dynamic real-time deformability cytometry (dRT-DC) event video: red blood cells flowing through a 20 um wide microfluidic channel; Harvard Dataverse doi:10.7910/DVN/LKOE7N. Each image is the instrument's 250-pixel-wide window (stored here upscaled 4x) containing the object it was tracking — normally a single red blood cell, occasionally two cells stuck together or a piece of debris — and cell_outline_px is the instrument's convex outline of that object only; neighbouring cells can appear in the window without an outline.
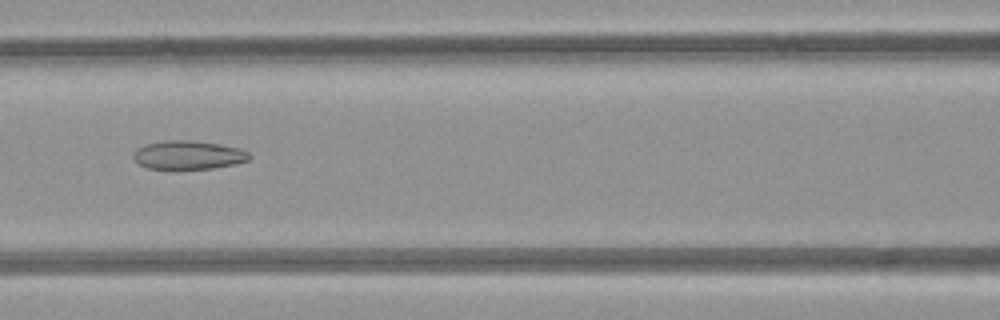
{"species": "common noctule bat (a hibernating species)", "species_latin": "Nyctalus noctula", "temperature_condition": "room temperature", "stored_images_in_passage": 6, "camera_frame_rate_fps": 3000, "um_per_image_px": 0.085, "animal": {"sex": "female", "body_mass_g": 21.9}, "frame": {"image": 1, "passage_image": 6, "time_ms": 6.333, "image_size_px": [1000, 320], "cell_outline_px": [[252, 156], [248, 160], [236, 164], [212, 168], [148, 168], [140, 164], [132, 156], [140, 148], [148, 144], [164, 140], [192, 140], [220, 144], [240, 148], [248, 152]], "centroid_in_image_um": [16.08, 13.16], "position_along_channel_um": 150.5, "area_um2": 19.02}}